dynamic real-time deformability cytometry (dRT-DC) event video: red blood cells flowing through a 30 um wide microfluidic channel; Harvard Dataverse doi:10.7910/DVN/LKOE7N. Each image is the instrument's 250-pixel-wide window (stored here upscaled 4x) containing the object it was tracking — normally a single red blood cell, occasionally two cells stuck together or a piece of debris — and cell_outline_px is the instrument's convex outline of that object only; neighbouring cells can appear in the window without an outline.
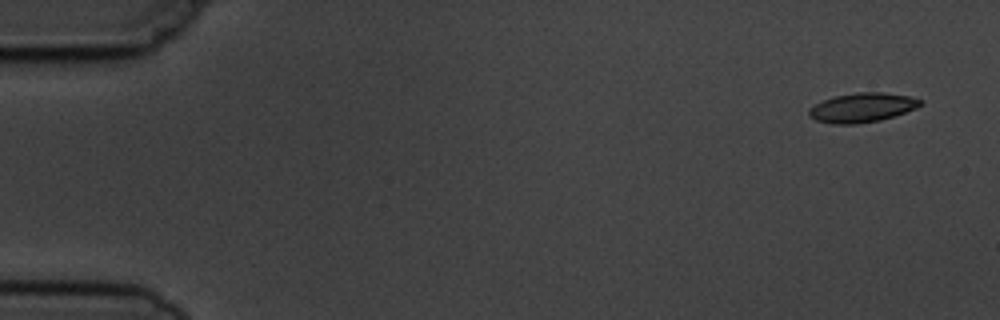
{"species": "common noctule bat (a hibernating species)", "species_latin": "Nyctalus noctula", "temperature_condition": "cold", "stored_images_in_passage": 5, "camera_frame_rate_fps": 3000, "um_per_image_px": 0.085, "animal": {"sex": "male", "body_mass_g": 19.5, "forearm_length_mm": 54.6}, "frame": {"image": 1, "passage_image": 1, "time_ms": 0.0, "image_size_px": [1000, 320], "cell_outline_px": [[920, 104], [916, 108], [880, 120], [856, 124], [832, 124], [816, 120], [808, 116], [808, 108], [824, 100], [836, 96], [856, 92], [884, 92], [908, 96], [920, 100]], "centroid_in_image_um": [73.23, 9.15], "position_along_channel_um": 11.8, "area_um2": 18.79}}
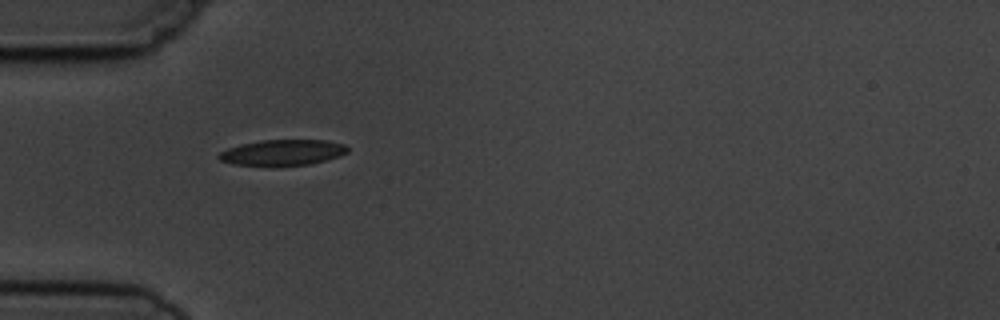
{"frame": {"image": 2, "passage_image": 5, "time_ms": 4.667, "image_size_px": [1000, 320], "cell_outline_px": [[348, 152], [340, 156], [312, 164], [280, 168], [272, 168], [232, 164], [220, 160], [216, 156], [220, 152], [228, 148], [240, 144], [260, 140], [328, 140], [344, 144], [348, 148]], "centroid_in_image_um": [23.99, 13.0], "position_along_channel_um": 61.0, "area_um2": 20.23}}